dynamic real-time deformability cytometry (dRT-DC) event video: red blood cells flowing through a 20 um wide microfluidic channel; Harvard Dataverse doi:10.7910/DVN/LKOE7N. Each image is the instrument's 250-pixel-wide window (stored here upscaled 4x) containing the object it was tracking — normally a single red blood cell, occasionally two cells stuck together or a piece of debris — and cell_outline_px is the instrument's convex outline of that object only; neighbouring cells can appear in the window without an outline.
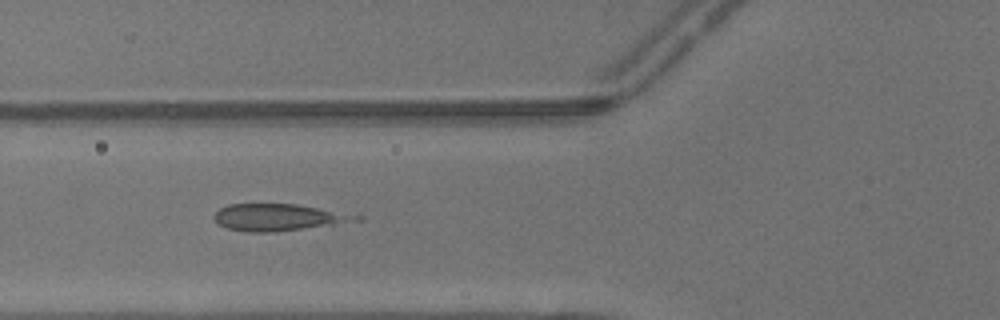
{"species": "common noctule bat (a hibernating species)", "species_latin": "Nyctalus noctula", "temperature_condition": "warm", "stored_images_in_passage": 4, "camera_frame_rate_fps": 3000, "um_per_image_px": 0.085, "animal": {"sex": "male", "body_mass_g": 13.3}, "frame": {"image": 1, "passage_image": 4, "time_ms": 1.0, "image_size_px": [1000, 320], "cell_outline_px": [[364, 220], [276, 232], [248, 232], [228, 228], [220, 224], [212, 216], [220, 208], [228, 204], [296, 204], [364, 216]], "centroid_in_image_um": [23.69, 18.47], "position_along_channel_um": 102.1, "area_um2": 22.08}}